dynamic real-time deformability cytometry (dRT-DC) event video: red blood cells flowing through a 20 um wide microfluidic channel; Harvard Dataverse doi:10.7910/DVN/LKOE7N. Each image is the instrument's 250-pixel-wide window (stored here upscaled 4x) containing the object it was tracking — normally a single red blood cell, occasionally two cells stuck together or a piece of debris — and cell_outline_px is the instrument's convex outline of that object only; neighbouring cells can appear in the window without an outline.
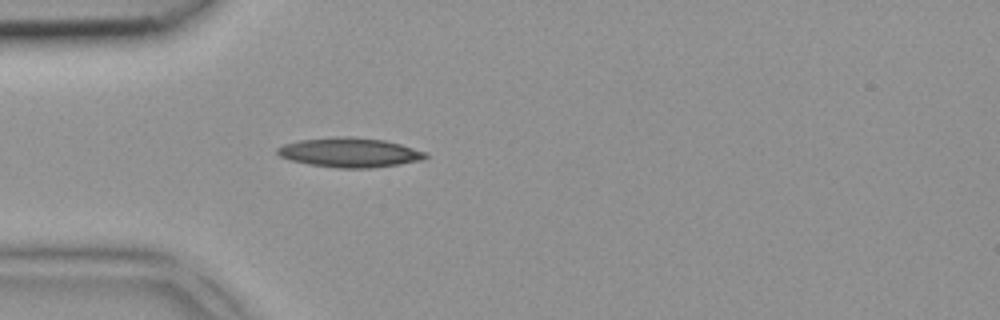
{"species": "common noctule bat (a hibernating species)", "species_latin": "Nyctalus noctula", "temperature_condition": "room temperature", "stored_images_in_passage": 4, "camera_frame_rate_fps": 3000, "um_per_image_px": 0.085, "animal": {"sex": "female", "body_mass_g": 18.4}, "frame": {"image": 1, "passage_image": 4, "time_ms": 1.0, "image_size_px": [1000, 320], "cell_outline_px": [[428, 156], [420, 160], [372, 168], [340, 168], [308, 164], [292, 160], [280, 156], [276, 152], [276, 148], [284, 144], [300, 140], [336, 136], [348, 136], [384, 140], [400, 144], [428, 152]], "centroid_in_image_um": [29.71, 12.95], "position_along_channel_um": 55.3, "area_um2": 25.32}}